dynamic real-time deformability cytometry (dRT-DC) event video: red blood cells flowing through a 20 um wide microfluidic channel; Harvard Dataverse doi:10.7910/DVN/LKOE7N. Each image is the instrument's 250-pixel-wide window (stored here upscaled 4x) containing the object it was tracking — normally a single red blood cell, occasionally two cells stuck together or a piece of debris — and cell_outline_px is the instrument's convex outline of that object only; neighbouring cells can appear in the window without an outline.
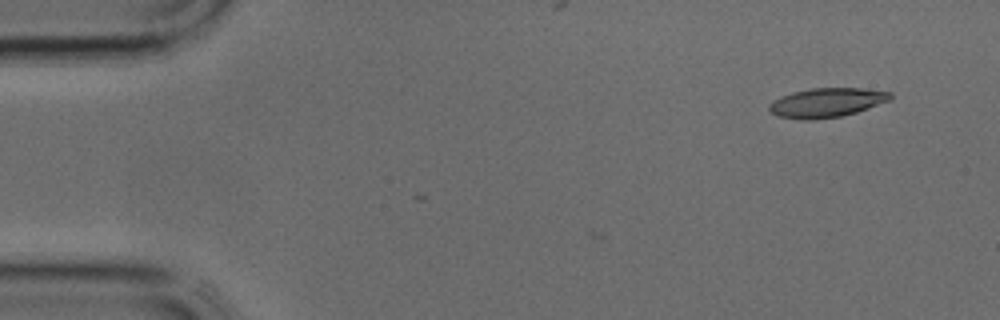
{"species": "common noctule bat (a hibernating species)", "species_latin": "Nyctalus noctula", "temperature_condition": "cold", "stored_images_in_passage": 3, "camera_frame_rate_fps": 3000, "um_per_image_px": 0.085, "animal": {"sex": "male", "body_mass_g": 17.9, "forearm_length_mm": 54.2}, "frame": {"image": 1, "passage_image": 3, "time_ms": 0.667, "image_size_px": [1000, 320], "cell_outline_px": [[892, 100], [856, 112], [840, 116], [812, 120], [800, 120], [780, 116], [772, 112], [768, 108], [768, 104], [772, 100], [780, 96], [792, 92], [812, 88], [860, 88], [892, 92]], "centroid_in_image_um": [70.26, 8.72], "position_along_channel_um": 14.7, "area_um2": 20.75}}